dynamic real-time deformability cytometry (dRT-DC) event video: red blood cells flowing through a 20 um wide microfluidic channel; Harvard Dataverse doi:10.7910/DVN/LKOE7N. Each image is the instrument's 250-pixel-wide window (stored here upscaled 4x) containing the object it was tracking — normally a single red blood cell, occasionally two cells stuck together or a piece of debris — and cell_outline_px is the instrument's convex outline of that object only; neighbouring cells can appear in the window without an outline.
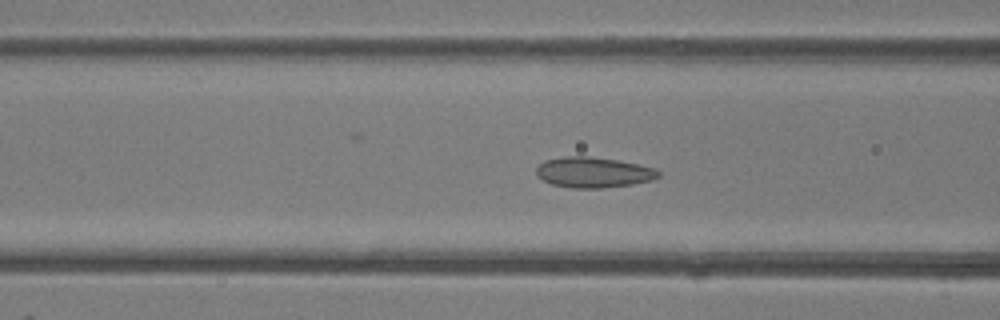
{"species": "common noctule bat (a hibernating species)", "species_latin": "Nyctalus noctula", "temperature_condition": "room temperature", "stored_images_in_passage": 39, "camera_frame_rate_fps": 3000, "um_per_image_px": 0.085, "animal": {"sex": "female"}, "frame": {"image": 1, "passage_image": 11, "time_ms": 3.333, "image_size_px": [1000, 320], "cell_outline_px": [[660, 176], [652, 180], [632, 184], [604, 188], [572, 188], [552, 184], [536, 176], [536, 168], [544, 160], [564, 156], [588, 156], [616, 160], [656, 168], [660, 172]], "centroid_in_image_um": [50.43, 14.65], "position_along_channel_um": 116.2, "area_um2": 21.73}}
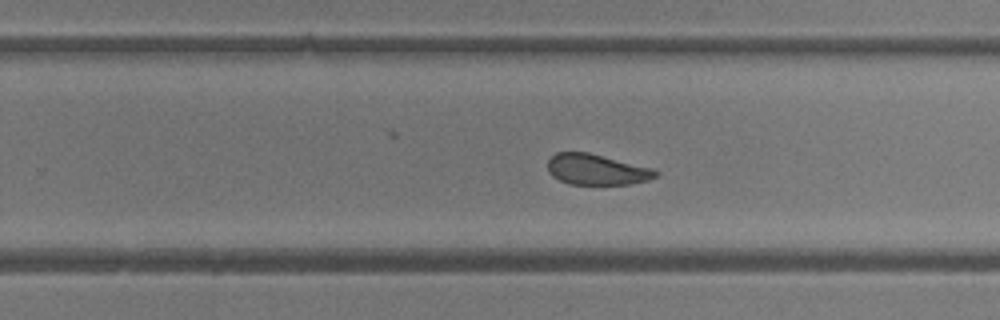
{"frame": {"image": 2, "passage_image": 22, "time_ms": 7.0, "image_size_px": [1000, 320], "cell_outline_px": [[660, 172], [656, 176], [648, 180], [632, 184], [568, 184], [552, 176], [548, 172], [548, 160], [556, 152], [588, 152], [652, 168]], "centroid_in_image_um": [50.7, 14.41], "position_along_channel_um": 279.1, "area_um2": 19.31}}
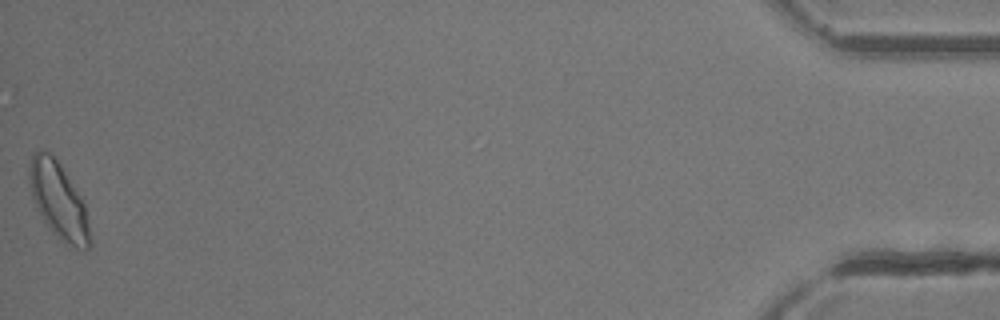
{"frame": {"image": 3, "passage_image": 39, "time_ms": 12.667, "image_size_px": [1000, 320], "cell_outline_px": [[92, 244], [84, 252], [68, 248], [48, 228], [36, 208], [32, 196], [28, 180], [28, 168], [32, 152], [48, 152], [60, 164], [84, 204], [92, 240]], "centroid_in_image_um": [4.98, 17.16], "position_along_channel_um": 430.2, "area_um2": 27.17}, "authors_computed_cell_mechanics": {"area_um2": 21.7328, "velocity_mm_per_s": 4.4524, "shape_relaxation_time_tau1_ms": 8.3291, "shape_relaxation_time_tau2_ms": 1.7445, "deformation_change_tau1": 0.1601, "deformation_change_tau2": 0.0641}}